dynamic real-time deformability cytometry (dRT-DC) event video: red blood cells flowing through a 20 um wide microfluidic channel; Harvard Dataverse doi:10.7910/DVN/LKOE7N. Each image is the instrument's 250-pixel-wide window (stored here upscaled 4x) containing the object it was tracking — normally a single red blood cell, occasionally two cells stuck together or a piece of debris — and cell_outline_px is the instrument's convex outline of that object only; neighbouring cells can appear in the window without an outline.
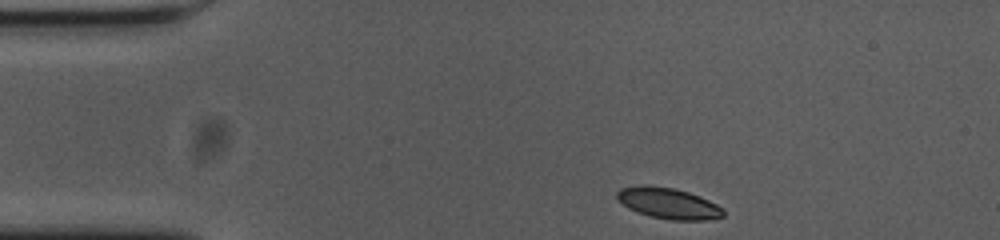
{"species": "common noctule bat (a hibernating species)", "species_latin": "Nyctalus noctula", "temperature_condition": "cold", "stored_images_in_passage": 39, "camera_frame_rate_fps": 3000, "um_per_image_px": 0.085, "animal": {"sex": "female", "body_mass_g": 23.0, "forearm_length_mm": 53.4}, "frame": {"image": 1, "passage_image": 1, "time_ms": 0.0, "image_size_px": [1000, 240], "cell_outline_px": [[724, 216], [704, 220], [672, 220], [652, 216], [628, 208], [616, 196], [616, 192], [620, 188], [644, 184], [648, 184], [676, 188], [700, 196], [724, 208]], "centroid_in_image_um": [56.83, 17.25], "position_along_channel_um": 28.2, "area_um2": 19.13}}
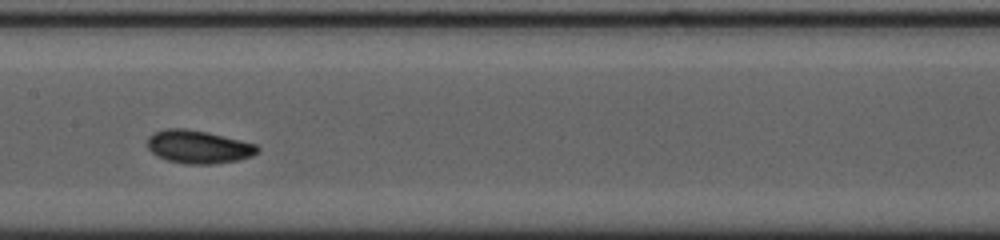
{"frame": {"image": 2, "passage_image": 19, "time_ms": 6.0, "image_size_px": [1000, 240], "cell_outline_px": [[260, 152], [252, 156], [236, 160], [212, 164], [188, 164], [168, 160], [152, 152], [148, 148], [148, 136], [164, 128], [184, 128], [208, 132], [256, 144], [260, 148]], "centroid_in_image_um": [16.89, 12.47], "position_along_channel_um": 190.5, "area_um2": 21.1}}
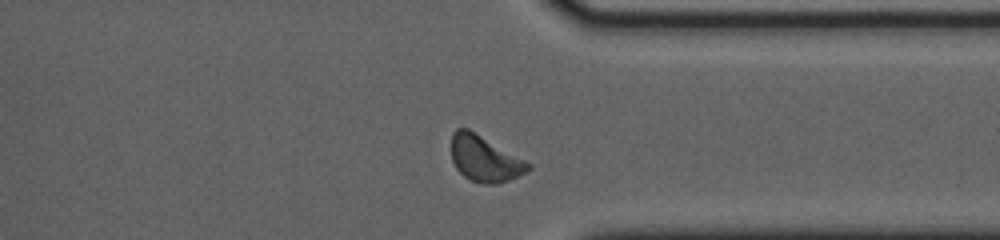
{"frame": {"image": 3, "passage_image": 34, "time_ms": 11.0, "image_size_px": [1000, 240], "cell_outline_px": [[532, 168], [508, 180], [496, 184], [484, 184], [472, 180], [464, 176], [456, 168], [452, 160], [452, 132], [456, 128], [468, 128], [532, 164]], "centroid_in_image_um": [41.18, 13.48], "position_along_channel_um": 370.2, "area_um2": 20.29}, "authors_computed_cell_mechanics": {"area_um2": 19.8254, "velocity_mm_per_s": 3.6436, "shape_relaxation_time_tau1_ms": 2.4309, "shape_relaxation_time_tau2_ms": 9.8613, "deformation_change_tau1": 0.0914, "deformation_change_tau2": 0.1265}}